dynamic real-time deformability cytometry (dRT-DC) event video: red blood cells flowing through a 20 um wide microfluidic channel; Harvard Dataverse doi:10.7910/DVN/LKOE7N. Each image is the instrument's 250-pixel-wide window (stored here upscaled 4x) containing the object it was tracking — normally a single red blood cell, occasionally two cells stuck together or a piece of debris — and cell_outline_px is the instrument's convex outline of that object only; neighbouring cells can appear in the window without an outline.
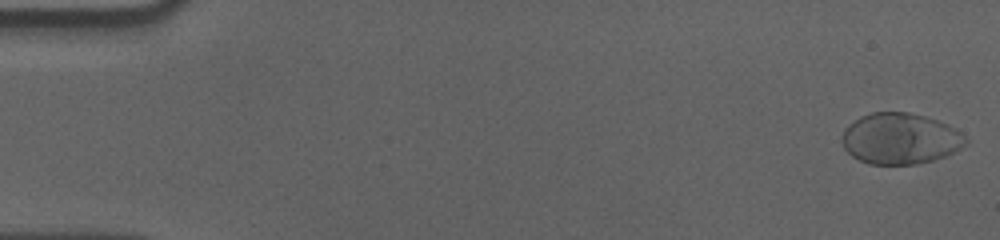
{"species": "human", "species_latin": "Homo sapiens", "temperature_condition": "cold", "stored_images_in_passage": 57, "camera_frame_rate_fps": 3000, "um_per_image_px": 0.085, "donor": {"sex": "male"}, "frame": {"image": 1, "passage_image": 1, "time_ms": 0.0, "image_size_px": [1000, 240], "cell_outline_px": [[968, 144], [948, 156], [916, 164], [868, 164], [852, 156], [844, 148], [844, 128], [848, 124], [860, 116], [872, 112], [908, 112], [924, 116], [948, 124], [960, 132], [968, 140]], "centroid_in_image_um": [76.55, 11.78], "position_along_channel_um": 8.5, "area_um2": 36.82}}
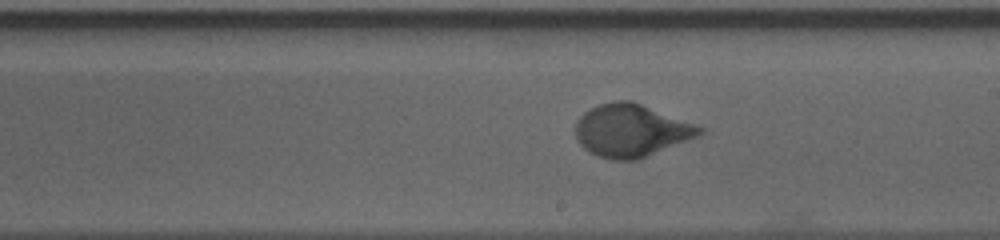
{"frame": {"image": 2, "passage_image": 33, "time_ms": 10.667, "image_size_px": [1000, 240], "cell_outline_px": [[708, 128], [700, 136], [636, 160], [612, 160], [596, 156], [588, 152], [576, 140], [576, 120], [584, 112], [600, 104], [616, 100], [632, 100]], "centroid_in_image_um": [53.68, 11.09], "position_along_channel_um": 235.3, "area_um2": 38.49}}
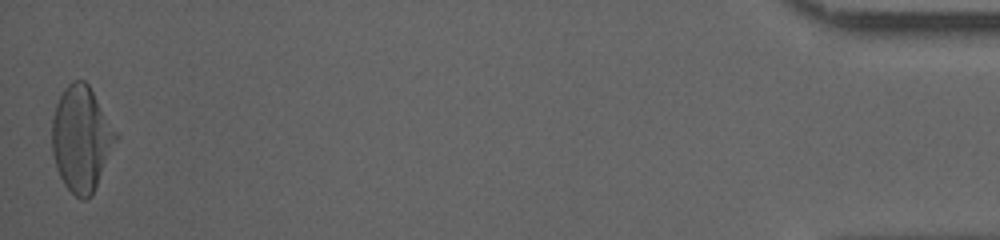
{"frame": {"image": 3, "passage_image": 57, "time_ms": 18.667, "image_size_px": [1000, 240], "cell_outline_px": [[120, 136], [92, 196], [84, 200], [80, 200], [64, 184], [56, 168], [52, 152], [52, 116], [56, 104], [64, 88], [72, 80], [84, 80], [88, 84]], "centroid_in_image_um": [6.93, 11.8], "position_along_channel_um": 428.3, "area_um2": 39.48}, "authors_computed_cell_mechanics": {"area_um2": 37.0498, "velocity_mm_per_s": 3.5353, "shape_relaxation_time_tau1_ms": 4.2915, "shape_relaxation_time_tau2_ms": null, "deformation_change_tau1": 0.1907, "deformation_change_tau2": null}}